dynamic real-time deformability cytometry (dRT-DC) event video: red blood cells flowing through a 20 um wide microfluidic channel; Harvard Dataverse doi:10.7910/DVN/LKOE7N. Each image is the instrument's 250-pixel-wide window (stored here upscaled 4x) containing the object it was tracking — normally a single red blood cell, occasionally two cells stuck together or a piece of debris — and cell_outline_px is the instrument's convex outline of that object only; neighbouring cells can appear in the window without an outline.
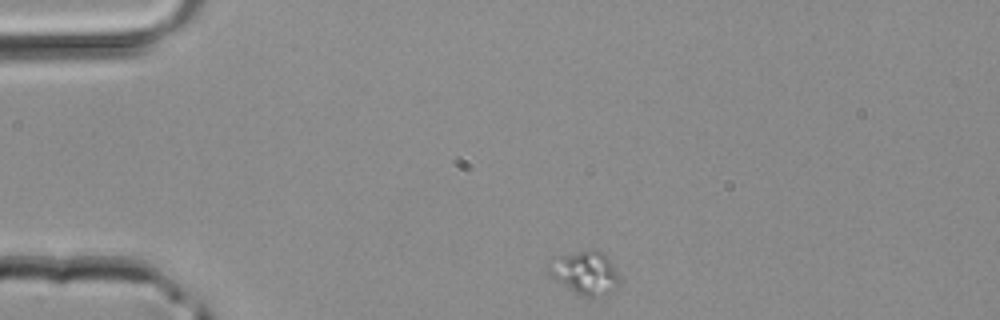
{"species": "common noctule bat (a hibernating species)", "species_latin": "Nyctalus noctula", "temperature_condition": "room temperature", "stored_images_in_passage": 35, "camera_frame_rate_fps": 3000, "um_per_image_px": 0.085, "animal": {"sex": "male", "body_mass_g": 20.4}, "frame": {"image": 1, "passage_image": 1, "time_ms": 0.0, "image_size_px": [1000, 320], "cell_outline_px": [[620, 284], [608, 296], [584, 296], [576, 292], [556, 280], [548, 272], [548, 268], [552, 256], [592, 248], [596, 248], [604, 252], [608, 256], [620, 276]], "centroid_in_image_um": [49.78, 23.14], "position_along_channel_um": 35.2, "area_um2": 18.32}}